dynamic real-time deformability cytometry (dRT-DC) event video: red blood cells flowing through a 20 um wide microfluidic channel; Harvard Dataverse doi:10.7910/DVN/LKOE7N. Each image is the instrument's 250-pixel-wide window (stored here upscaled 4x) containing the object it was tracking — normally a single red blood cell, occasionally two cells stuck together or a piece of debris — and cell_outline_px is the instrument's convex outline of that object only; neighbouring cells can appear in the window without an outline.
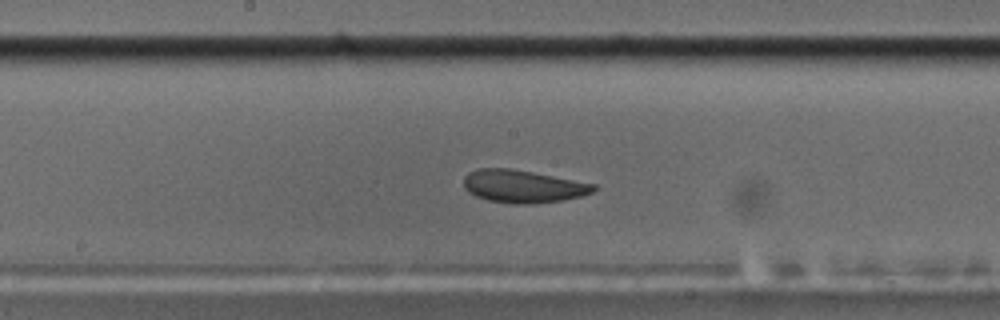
{"species": "common noctule bat (a hibernating species)", "species_latin": "Nyctalus noctula", "temperature_condition": "cold", "stored_images_in_passage": 52, "camera_frame_rate_fps": 3000, "um_per_image_px": 0.085, "animal": {"sex": "male", "body_mass_g": 17.5, "forearm_length_mm": 52.3}, "frame": {"image": 1, "passage_image": 25, "time_ms": 8.0, "image_size_px": [1000, 320], "cell_outline_px": [[596, 188], [592, 192], [584, 196], [560, 200], [532, 204], [516, 204], [488, 200], [476, 196], [468, 192], [464, 188], [464, 176], [468, 172], [480, 168], [508, 168], [532, 172], [596, 184]], "centroid_in_image_um": [44.44, 15.84], "position_along_channel_um": 203.8, "area_um2": 24.68}}
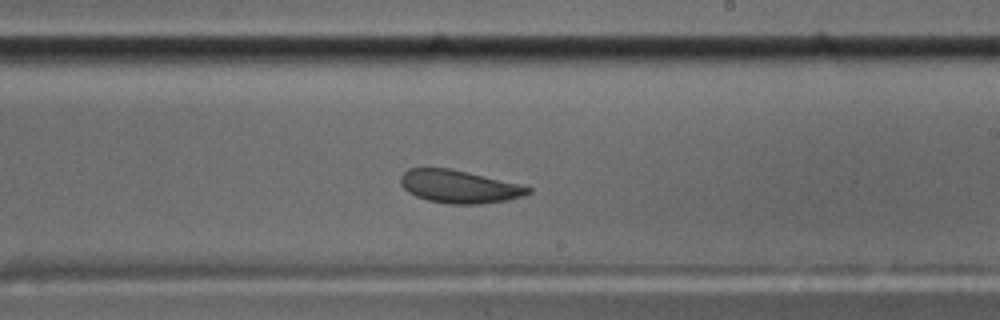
{"frame": {"image": 2, "passage_image": 29, "time_ms": 9.333, "image_size_px": [1000, 320], "cell_outline_px": [[532, 192], [524, 196], [508, 200], [480, 204], [452, 204], [428, 200], [416, 196], [408, 192], [400, 184], [400, 176], [408, 168], [448, 168], [468, 172], [520, 184], [532, 188]], "centroid_in_image_um": [39.04, 15.86], "position_along_channel_um": 250.0, "area_um2": 24.45}, "authors_computed_cell_mechanics": {"area_um2": 24.9696, "velocity_mm_per_s": 3.4829, "shape_relaxation_time_tau1_ms": 5.6751, "shape_relaxation_time_tau2_ms": 3.6504, "deformation_change_tau1": 0.1316, "deformation_change_tau2": 0.0872}}